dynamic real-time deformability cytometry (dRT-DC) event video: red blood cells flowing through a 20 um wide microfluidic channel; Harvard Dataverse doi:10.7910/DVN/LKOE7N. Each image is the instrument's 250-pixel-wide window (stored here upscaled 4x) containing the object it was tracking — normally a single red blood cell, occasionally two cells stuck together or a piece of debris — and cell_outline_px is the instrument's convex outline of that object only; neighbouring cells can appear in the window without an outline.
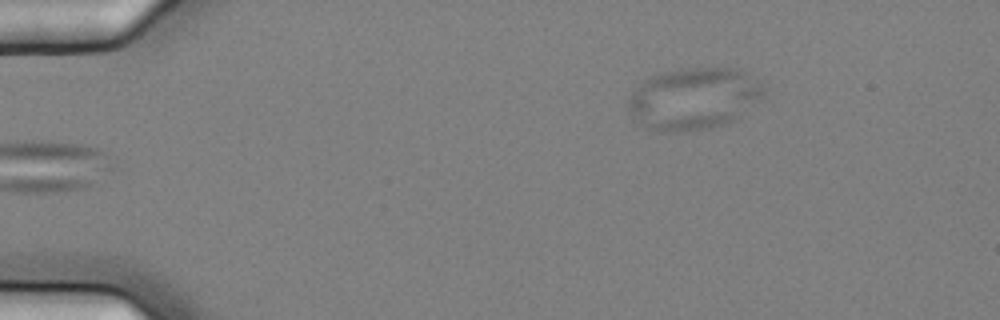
{"species": "common noctule bat (a hibernating species)", "species_latin": "Nyctalus noctula", "temperature_condition": "cold", "stored_images_in_passage": 6, "segment_of_instrument_passage": [2, 2], "camera_frame_rate_fps": 3000, "um_per_image_px": 0.085, "animal": {"sex": "female", "body_mass_g": 25.1}, "frame": {"image": 1, "passage_image": 6, "time_ms": 1.667, "image_size_px": [1000, 320], "cell_outline_px": [[764, 92], [736, 120], [712, 128], [676, 132], [668, 132], [648, 128], [636, 124], [628, 108], [628, 100], [632, 92], [644, 80], [664, 72], [688, 68], [736, 68], [748, 72], [760, 80]], "centroid_in_image_um": [58.95, 8.39], "position_along_channel_um": 26.1, "area_um2": 48.73}}